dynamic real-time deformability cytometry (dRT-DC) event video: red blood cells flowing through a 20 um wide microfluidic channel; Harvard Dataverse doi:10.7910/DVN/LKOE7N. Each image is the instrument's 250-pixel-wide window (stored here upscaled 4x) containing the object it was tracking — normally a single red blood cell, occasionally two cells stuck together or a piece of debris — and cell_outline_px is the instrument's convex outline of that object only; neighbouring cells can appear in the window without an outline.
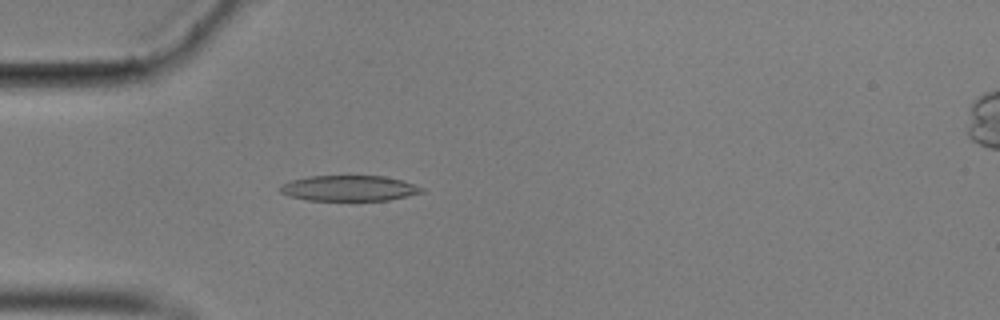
{"species": "common noctule bat (a hibernating species)", "species_latin": "Nyctalus noctula", "temperature_condition": "cold", "stored_images_in_passage": 56, "camera_frame_rate_fps": 3000, "um_per_image_px": 0.085, "animal": {"sex": "male", "body_mass_g": 17.9}, "frame": {"image": 1, "passage_image": 16, "time_ms": 5.0, "image_size_px": [1000, 320], "cell_outline_px": [[424, 192], [388, 200], [356, 204], [308, 200], [288, 196], [280, 192], [280, 188], [284, 184], [292, 180], [308, 176], [384, 176], [400, 180], [424, 188]], "centroid_in_image_um": [29.67, 16.06], "position_along_channel_um": 55.3, "area_um2": 21.96}}
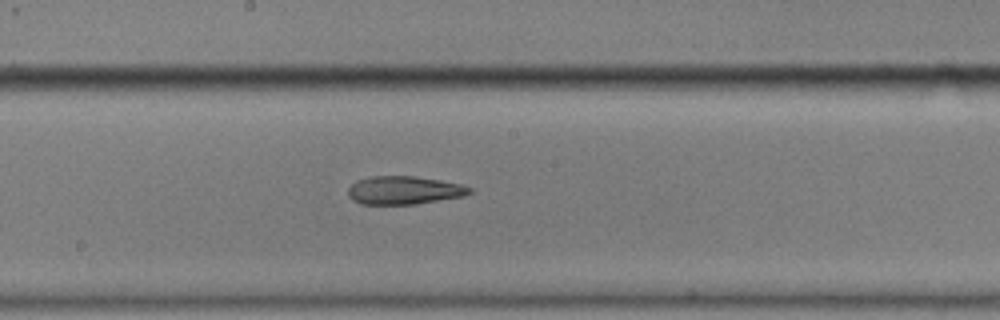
{"frame": {"image": 2, "passage_image": 30, "time_ms": 9.667, "image_size_px": [1000, 320], "cell_outline_px": [[472, 192], [464, 196], [416, 204], [360, 204], [352, 200], [348, 196], [348, 188], [356, 180], [372, 176], [412, 176], [440, 180], [460, 184], [472, 188]], "centroid_in_image_um": [34.32, 16.17], "position_along_channel_um": 213.9, "area_um2": 20.0}}
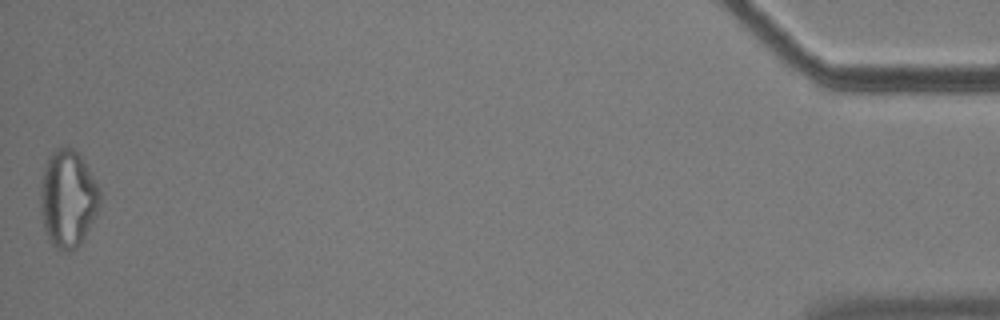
{"frame": {"image": 3, "passage_image": 56, "time_ms": 18.333, "image_size_px": [1000, 320], "cell_outline_px": [[100, 204], [96, 216], [80, 244], [76, 248], [64, 252], [56, 248], [52, 244], [44, 228], [40, 208], [40, 188], [44, 168], [48, 156], [56, 148], [72, 148], [84, 160], [100, 188]], "centroid_in_image_um": [5.77, 16.89], "position_along_channel_um": 429.4, "area_um2": 33.76}, "authors_computed_cell_mechanics": {"area_um2": 20.9236, "velocity_mm_per_s": 3.5294, "shape_relaxation_time_tau1_ms": null, "shape_relaxation_time_tau2_ms": 3.9132, "deformation_change_tau1": null, "deformation_change_tau2": 0.1604}}